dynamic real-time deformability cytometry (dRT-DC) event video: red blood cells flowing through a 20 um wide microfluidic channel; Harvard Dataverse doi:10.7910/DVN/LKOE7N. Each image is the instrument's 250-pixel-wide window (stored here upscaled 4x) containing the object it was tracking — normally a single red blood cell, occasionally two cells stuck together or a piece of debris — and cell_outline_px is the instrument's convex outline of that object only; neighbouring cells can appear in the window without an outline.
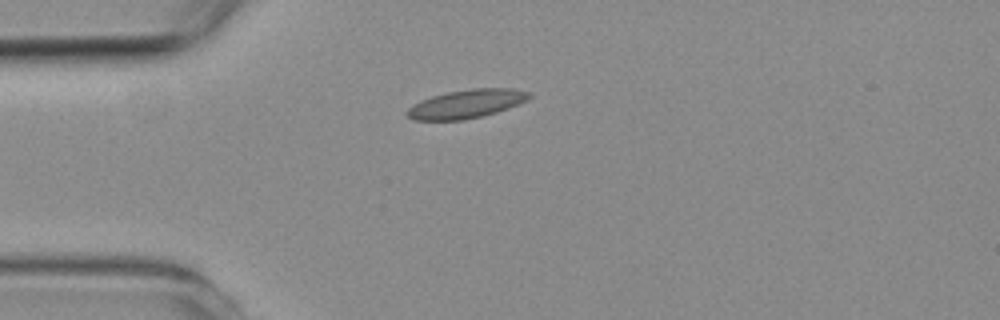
{"species": "common noctule bat (a hibernating species)", "species_latin": "Nyctalus noctula", "temperature_condition": "room temperature", "stored_images_in_passage": 2, "segment_of_instrument_passage": [1, 2], "camera_frame_rate_fps": 3000, "um_per_image_px": 0.085, "animal": {"sex": "female", "body_mass_g": 19.3, "forearm_length_mm": 54.1}, "frame": {"image": 1, "passage_image": 1, "time_ms": 0.0, "image_size_px": [1000, 320], "cell_outline_px": [[532, 96], [528, 100], [508, 108], [496, 112], [480, 116], [460, 120], [416, 120], [408, 116], [404, 112], [412, 104], [420, 100], [432, 96], [448, 92], [472, 88], [512, 88], [532, 92]], "centroid_in_image_um": [39.66, 8.81], "position_along_channel_um": 45.3, "area_um2": 20.35}}